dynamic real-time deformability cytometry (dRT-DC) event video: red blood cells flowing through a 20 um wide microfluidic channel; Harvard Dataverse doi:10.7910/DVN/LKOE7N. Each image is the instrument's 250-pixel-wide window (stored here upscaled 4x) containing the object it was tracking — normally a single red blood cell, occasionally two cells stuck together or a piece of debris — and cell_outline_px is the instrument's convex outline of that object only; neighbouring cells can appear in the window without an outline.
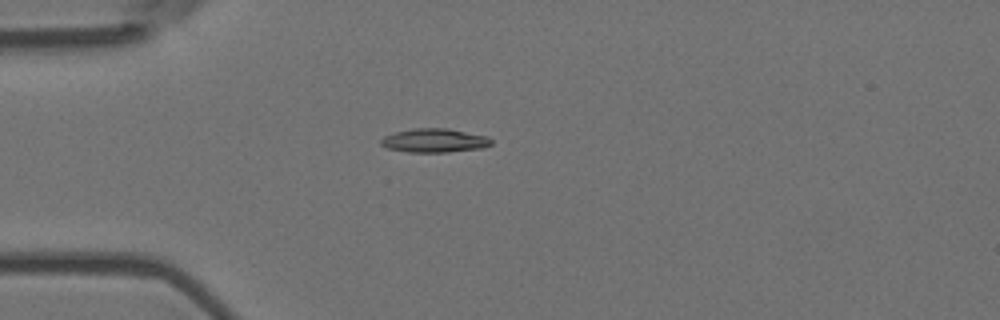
{"species": "Egyptian fruit bat (a non-hibernating species)", "species_latin": "Rousettus aegyptiacus", "temperature_condition": "room temperature", "stored_images_in_passage": 4, "camera_frame_rate_fps": 3000, "um_per_image_px": 0.085, "animal": {"sex": "female"}, "frame": {"image": 1, "passage_image": 4, "time_ms": 1.0, "image_size_px": [1000, 320], "cell_outline_px": [[492, 144], [480, 148], [448, 152], [408, 152], [388, 148], [380, 144], [380, 140], [384, 136], [396, 132], [412, 128], [448, 128], [488, 136], [492, 140]], "centroid_in_image_um": [36.93, 11.93], "position_along_channel_um": 48.1, "area_um2": 15.32}}